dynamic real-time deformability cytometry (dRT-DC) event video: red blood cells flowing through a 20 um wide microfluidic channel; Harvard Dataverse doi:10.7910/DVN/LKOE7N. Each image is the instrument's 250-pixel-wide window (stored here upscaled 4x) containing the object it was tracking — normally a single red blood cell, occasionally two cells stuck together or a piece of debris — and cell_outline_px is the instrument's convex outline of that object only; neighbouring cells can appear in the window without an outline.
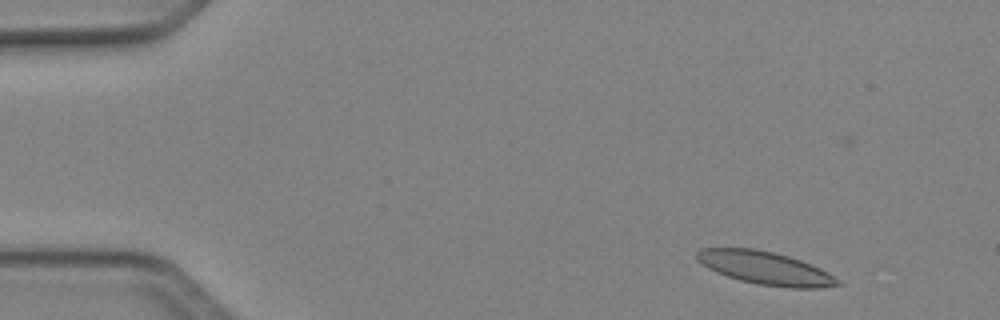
{"species": "Egyptian fruit bat (a non-hibernating species)", "species_latin": "Rousettus aegyptiacus", "temperature_condition": "cold", "stored_images_in_passage": 12, "camera_frame_rate_fps": 3000, "um_per_image_px": 0.085, "animal": {"sex": "female"}, "frame": {"image": 1, "passage_image": 3, "time_ms": 0.667, "image_size_px": [1000, 320], "cell_outline_px": [[844, 284], [820, 288], [792, 288], [756, 284], [740, 280], [716, 272], [708, 268], [696, 260], [696, 252], [700, 248], [752, 248], [772, 252], [788, 256], [800, 260], [820, 268], [828, 272], [840, 280]], "centroid_in_image_um": [65.05, 22.79], "position_along_channel_um": 19.9, "area_um2": 27.11}}